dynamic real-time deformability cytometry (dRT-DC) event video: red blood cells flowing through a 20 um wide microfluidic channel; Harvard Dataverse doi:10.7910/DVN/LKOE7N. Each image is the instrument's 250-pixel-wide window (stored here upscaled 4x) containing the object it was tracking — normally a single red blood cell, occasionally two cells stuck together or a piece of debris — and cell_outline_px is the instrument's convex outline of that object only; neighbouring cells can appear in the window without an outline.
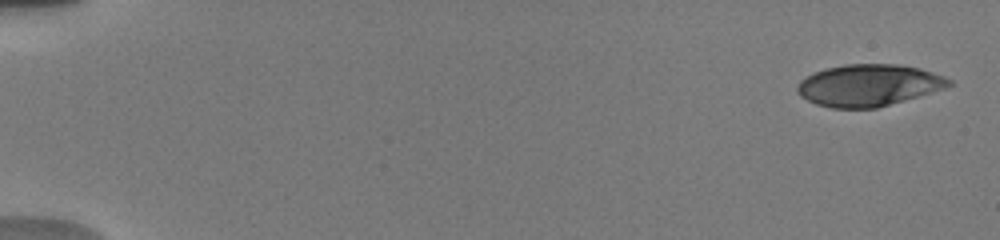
{"species": "human", "species_latin": "Homo sapiens", "temperature_condition": "warm", "stored_images_in_passage": 14, "camera_frame_rate_fps": 3000, "um_per_image_px": 0.085, "donor": {"sex": "male"}, "frame": {"image": 1, "passage_image": 1, "time_ms": 0.0, "image_size_px": [1000, 240], "cell_outline_px": [[952, 84], [944, 88], [876, 108], [832, 108], [816, 104], [800, 96], [796, 92], [796, 88], [800, 80], [812, 72], [824, 68], [844, 64], [900, 64], [920, 68], [944, 76], [952, 80]], "centroid_in_image_um": [73.79, 7.23], "position_along_channel_um": 11.2, "area_um2": 36.93}}
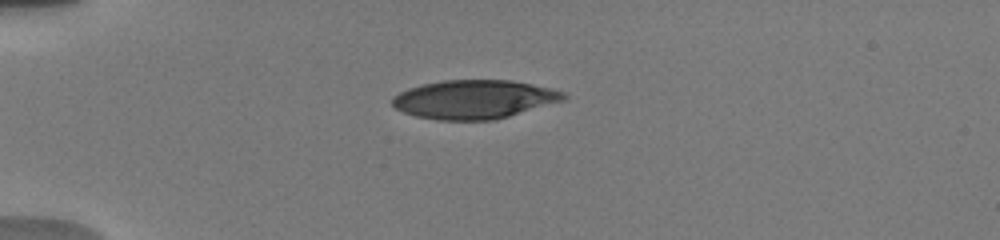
{"frame": {"image": 2, "passage_image": 8, "time_ms": 4.333, "image_size_px": [1000, 240], "cell_outline_px": [[568, 100], [508, 116], [492, 120], [436, 120], [416, 116], [404, 112], [396, 108], [392, 104], [392, 96], [408, 88], [424, 84], [444, 80], [512, 80], [532, 84], [564, 92], [568, 96]], "centroid_in_image_um": [40.33, 8.45], "position_along_channel_um": 44.7, "area_um2": 38.73}}
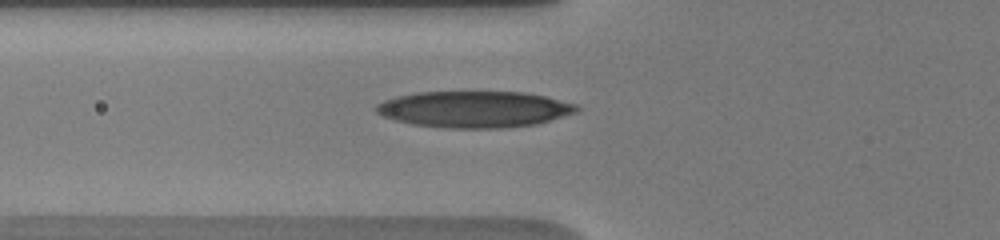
{"frame": {"image": 3, "passage_image": 11, "time_ms": 6.333, "image_size_px": [1000, 240], "cell_outline_px": [[580, 108], [576, 112], [536, 124], [500, 128], [448, 128], [412, 124], [396, 120], [384, 116], [376, 112], [376, 104], [384, 100], [396, 96], [416, 92], [524, 92], [544, 96], [576, 104]], "centroid_in_image_um": [40.3, 9.28], "position_along_channel_um": 85.5, "area_um2": 42.31}}